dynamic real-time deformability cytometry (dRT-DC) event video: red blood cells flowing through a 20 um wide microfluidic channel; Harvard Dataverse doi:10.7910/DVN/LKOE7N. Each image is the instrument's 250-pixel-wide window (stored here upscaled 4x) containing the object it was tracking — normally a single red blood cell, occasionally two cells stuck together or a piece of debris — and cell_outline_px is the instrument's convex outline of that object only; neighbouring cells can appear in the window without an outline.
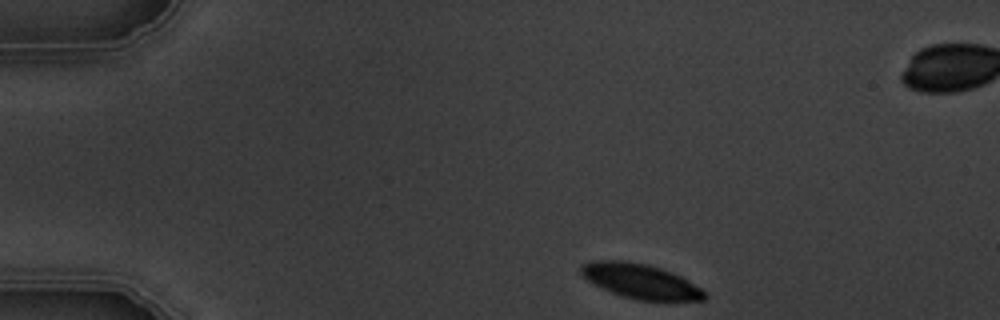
{"species": "common noctule bat (a hibernating species)", "species_latin": "Nyctalus noctula", "temperature_condition": "warm", "stored_images_in_passage": 3, "camera_frame_rate_fps": 3000, "um_per_image_px": 0.085, "animal": {"sex": "male", "body_mass_g": 19.5, "forearm_length_mm": 54.6}, "frame": {"image": 1, "passage_image": 1, "time_ms": 0.0, "image_size_px": [1000, 320], "cell_outline_px": [[708, 296], [704, 300], [636, 300], [620, 296], [600, 288], [592, 284], [580, 272], [580, 264], [592, 260], [628, 260], [648, 264], [672, 272], [680, 276], [700, 288]], "centroid_in_image_um": [54.38, 23.89], "position_along_channel_um": 30.6, "area_um2": 25.14}}